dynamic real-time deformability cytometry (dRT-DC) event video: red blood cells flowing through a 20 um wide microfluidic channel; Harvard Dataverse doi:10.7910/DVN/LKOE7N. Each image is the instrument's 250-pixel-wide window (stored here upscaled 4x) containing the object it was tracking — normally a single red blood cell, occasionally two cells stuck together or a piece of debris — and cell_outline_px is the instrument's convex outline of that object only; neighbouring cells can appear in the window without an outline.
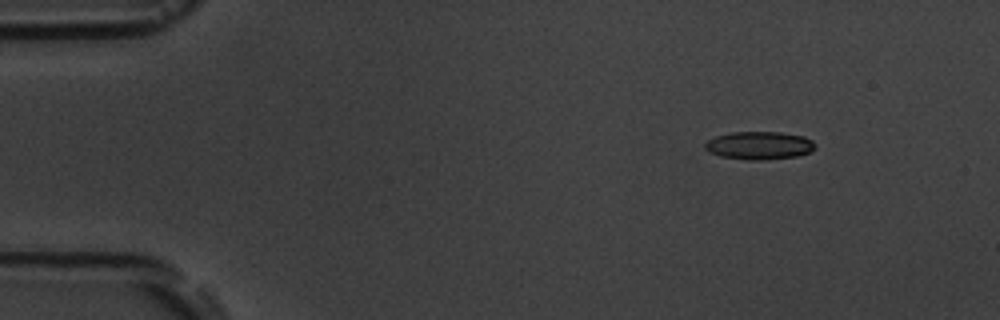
{"species": "common noctule bat (a hibernating species)", "species_latin": "Nyctalus noctula", "temperature_condition": "room temperature", "stored_images_in_passage": 5, "camera_frame_rate_fps": 3000, "um_per_image_px": 0.085, "animal": {"sex": "male", "body_mass_g": 19.5, "forearm_length_mm": 54.6}, "frame": {"image": 1, "passage_image": 3, "time_ms": 2.333, "image_size_px": [1000, 320], "cell_outline_px": [[816, 148], [812, 152], [796, 156], [764, 160], [748, 160], [720, 156], [708, 152], [704, 148], [704, 144], [708, 140], [716, 136], [732, 132], [780, 132], [804, 136], [812, 140], [816, 144]], "centroid_in_image_um": [64.55, 12.37], "position_along_channel_um": 20.4, "area_um2": 18.15}}
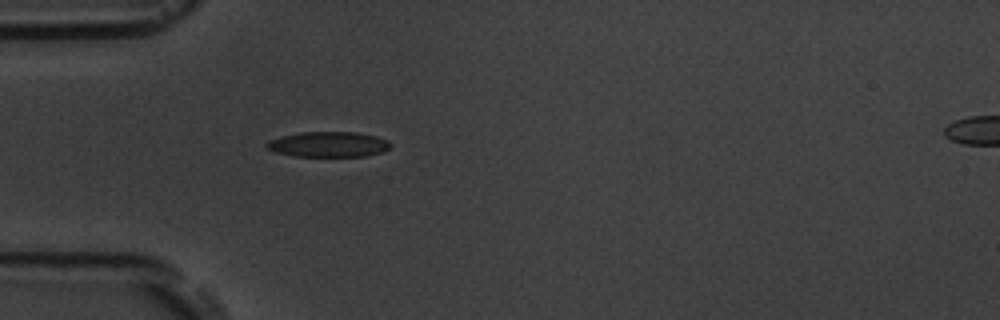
{"frame": {"image": 2, "passage_image": 5, "time_ms": 5.667, "image_size_px": [1000, 320], "cell_outline_px": [[392, 144], [384, 152], [364, 156], [292, 156], [276, 152], [268, 148], [264, 144], [268, 140], [280, 136], [300, 132], [356, 132], [376, 136], [388, 140]], "centroid_in_image_um": [27.91, 12.26], "position_along_channel_um": 57.1, "area_um2": 18.38}}